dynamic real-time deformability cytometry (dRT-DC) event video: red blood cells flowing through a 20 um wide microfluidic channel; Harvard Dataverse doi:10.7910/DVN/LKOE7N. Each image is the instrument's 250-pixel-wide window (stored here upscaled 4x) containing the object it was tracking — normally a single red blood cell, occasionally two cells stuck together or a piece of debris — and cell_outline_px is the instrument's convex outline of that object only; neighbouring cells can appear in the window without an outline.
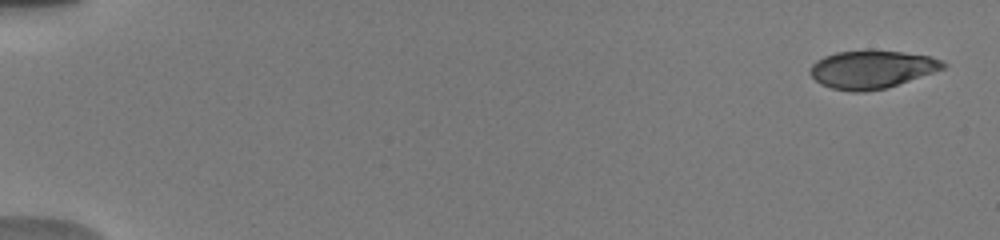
{"species": "human", "species_latin": "Homo sapiens", "temperature_condition": "warm", "stored_images_in_passage": 14, "camera_frame_rate_fps": 3000, "um_per_image_px": 0.085, "donor": {"sex": "male"}, "frame": {"image": 1, "passage_image": 1, "time_ms": 0.0, "image_size_px": [1000, 240], "cell_outline_px": [[948, 64], [944, 68], [888, 88], [864, 92], [852, 92], [832, 88], [820, 84], [808, 72], [812, 64], [816, 60], [824, 56], [836, 52], [868, 48], [900, 52], [928, 56], [944, 60]], "centroid_in_image_um": [74.08, 5.88], "position_along_channel_um": 10.9, "area_um2": 29.94}}
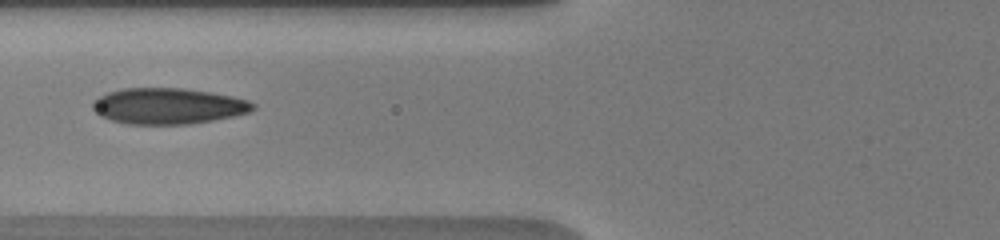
{"frame": {"image": 2, "passage_image": 12, "time_ms": 7.0, "image_size_px": [1000, 240], "cell_outline_px": [[256, 108], [248, 112], [232, 116], [212, 120], [188, 124], [124, 124], [100, 116], [92, 108], [92, 104], [100, 96], [108, 92], [124, 88], [184, 88], [212, 92], [232, 96], [248, 100], [256, 104]], "centroid_in_image_um": [14.3, 9.01], "position_along_channel_um": 111.5, "area_um2": 33.58}}
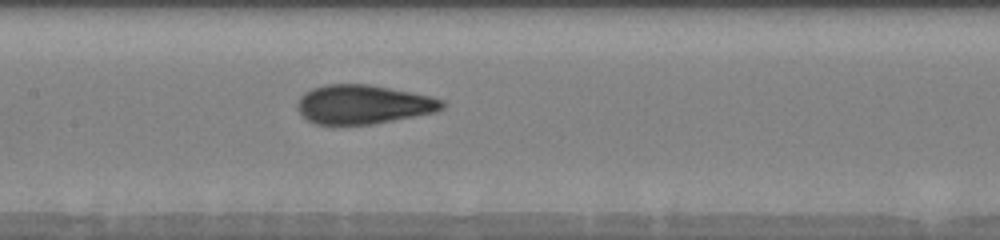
{"frame": {"image": 3, "passage_image": 14, "time_ms": 8.667, "image_size_px": [1000, 240], "cell_outline_px": [[448, 104], [444, 108], [436, 112], [416, 116], [372, 124], [332, 128], [316, 124], [308, 120], [296, 108], [296, 100], [304, 92], [312, 88], [324, 84], [368, 84], [412, 92], [432, 96], [444, 100]], "centroid_in_image_um": [30.85, 8.91], "position_along_channel_um": 176.6, "area_um2": 34.04}}